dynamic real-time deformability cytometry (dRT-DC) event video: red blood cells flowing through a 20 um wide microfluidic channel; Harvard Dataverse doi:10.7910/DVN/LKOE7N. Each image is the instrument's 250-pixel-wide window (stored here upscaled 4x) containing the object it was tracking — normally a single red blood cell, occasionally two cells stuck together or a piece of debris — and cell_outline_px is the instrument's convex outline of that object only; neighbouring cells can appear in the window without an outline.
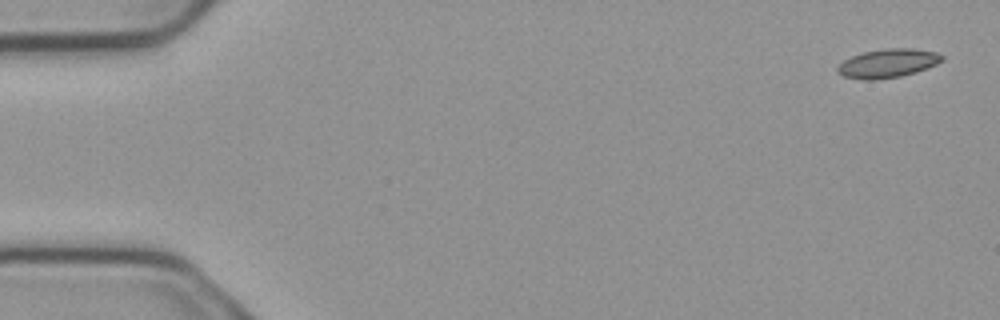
{"species": "common noctule bat (a hibernating species)", "species_latin": "Nyctalus noctula", "temperature_condition": "cold", "stored_images_in_passage": 5, "camera_frame_rate_fps": 3000, "um_per_image_px": 0.085, "animal": {"sex": "male", "body_mass_g": 23.1, "forearm_length_mm": 52.7}, "frame": {"image": 1, "passage_image": 1, "time_ms": 0.0, "image_size_px": [1000, 320], "cell_outline_px": [[944, 60], [928, 68], [916, 72], [900, 76], [872, 80], [864, 80], [844, 76], [836, 68], [844, 60], [852, 56], [864, 52], [884, 48], [912, 48], [936, 52], [944, 56]], "centroid_in_image_um": [75.5, 5.37], "position_along_channel_um": 9.5, "area_um2": 17.4}}
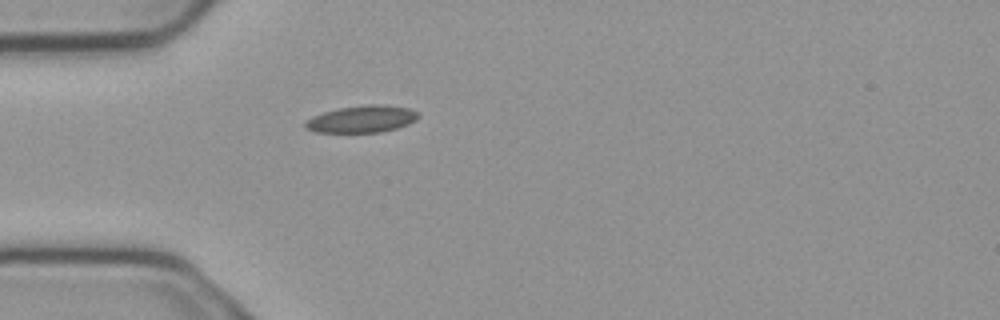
{"frame": {"image": 2, "passage_image": 5, "time_ms": 1.333, "image_size_px": [1000, 320], "cell_outline_px": [[420, 116], [416, 120], [408, 124], [396, 128], [380, 132], [316, 132], [304, 128], [304, 124], [312, 116], [324, 112], [340, 108], [368, 104], [384, 104], [408, 108], [420, 112]], "centroid_in_image_um": [30.79, 10.11], "position_along_channel_um": 54.2, "area_um2": 17.8}}